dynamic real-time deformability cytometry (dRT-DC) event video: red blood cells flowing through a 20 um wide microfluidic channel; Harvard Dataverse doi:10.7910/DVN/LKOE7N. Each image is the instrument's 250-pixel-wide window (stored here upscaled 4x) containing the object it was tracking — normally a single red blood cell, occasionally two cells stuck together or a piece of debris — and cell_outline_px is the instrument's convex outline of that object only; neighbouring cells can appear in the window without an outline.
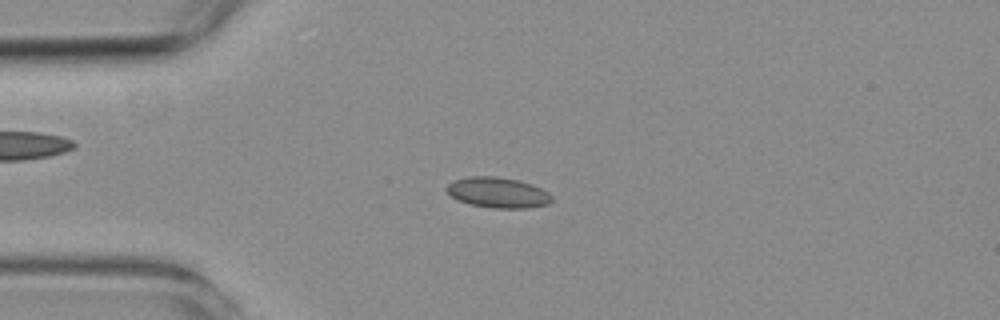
{"species": "common noctule bat (a hibernating species)", "species_latin": "Nyctalus noctula", "temperature_condition": "room temperature", "stored_images_in_passage": 54, "camera_frame_rate_fps": 3000, "um_per_image_px": 0.085, "animal": {"sex": "female", "body_mass_g": 19.3, "forearm_length_mm": 54.1}, "frame": {"image": 1, "passage_image": 13, "time_ms": 4.0, "image_size_px": [1000, 320], "cell_outline_px": [[552, 200], [548, 204], [528, 208], [492, 208], [468, 204], [452, 196], [444, 188], [448, 184], [456, 180], [468, 176], [496, 176], [520, 180], [532, 184], [548, 192], [552, 196]], "centroid_in_image_um": [42.33, 16.36], "position_along_channel_um": 42.7, "area_um2": 18.73}}
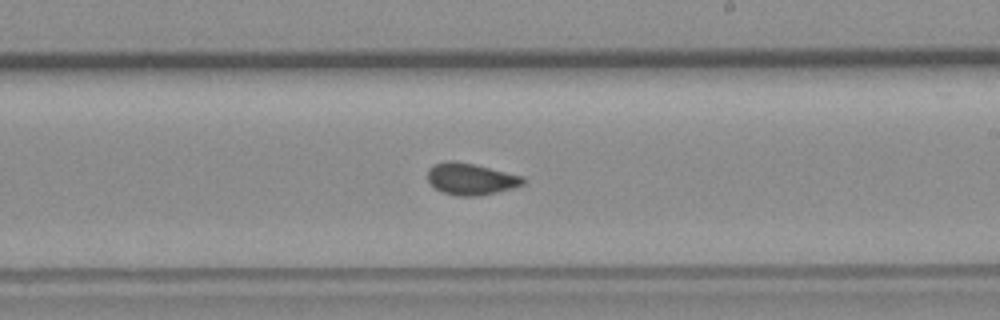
{"frame": {"image": 2, "passage_image": 31, "time_ms": 10.0, "image_size_px": [1000, 320], "cell_outline_px": [[524, 184], [512, 188], [480, 196], [456, 196], [444, 192], [436, 188], [428, 180], [428, 168], [436, 164], [448, 160], [452, 160], [472, 164], [524, 176]], "centroid_in_image_um": [40.02, 15.22], "position_along_channel_um": 249.0, "area_um2": 17.4}}
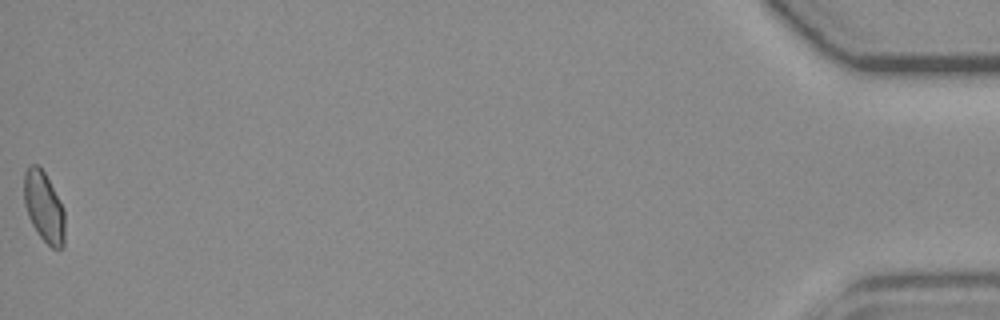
{"frame": {"image": 3, "passage_image": 54, "time_ms": 17.667, "image_size_px": [1000, 320], "cell_outline_px": [[64, 244], [60, 248], [52, 248], [40, 236], [32, 224], [28, 216], [24, 204], [24, 172], [28, 164], [36, 164], [44, 172], [64, 208]], "centroid_in_image_um": [3.72, 17.57], "position_along_channel_um": 431.5, "area_um2": 16.65}, "authors_computed_cell_mechanics": {"area_um2": 17.4556, "velocity_mm_per_s": 3.7777, "shape_relaxation_time_tau1_ms": null, "shape_relaxation_time_tau2_ms": 1.1467, "deformation_change_tau1": null, "deformation_change_tau2": 0.048}}